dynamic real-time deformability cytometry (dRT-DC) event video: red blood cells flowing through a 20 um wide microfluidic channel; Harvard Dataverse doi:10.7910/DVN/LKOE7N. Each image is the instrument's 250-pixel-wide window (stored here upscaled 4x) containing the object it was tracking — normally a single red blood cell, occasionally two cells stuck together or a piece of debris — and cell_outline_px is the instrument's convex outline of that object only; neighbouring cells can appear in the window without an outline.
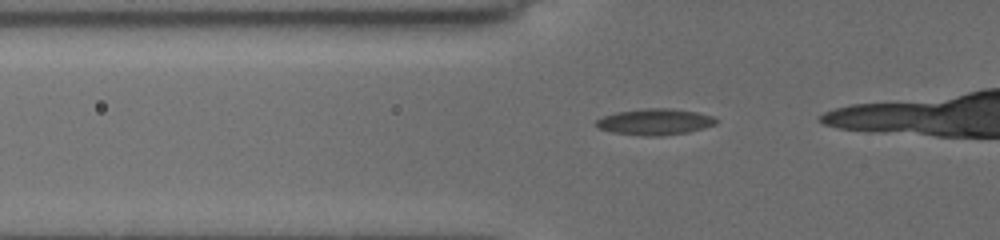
{"species": "common noctule bat (a hibernating species)", "species_latin": "Nyctalus noctula", "temperature_condition": "cold", "stored_images_in_passage": 16, "camera_frame_rate_fps": 3000, "um_per_image_px": 0.085, "animal": {"sex": "female", "body_mass_g": 19.5, "forearm_length_mm": 54.1}, "frame": {"image": 1, "passage_image": 11, "time_ms": 4.0, "image_size_px": [1000, 240], "cell_outline_px": [[716, 124], [704, 128], [688, 132], [660, 136], [644, 136], [612, 132], [600, 128], [596, 124], [596, 120], [604, 116], [616, 112], [640, 108], [672, 108], [696, 112], [712, 116], [716, 120]], "centroid_in_image_um": [55.67, 10.35], "position_along_channel_um": 70.1, "area_um2": 18.26}}
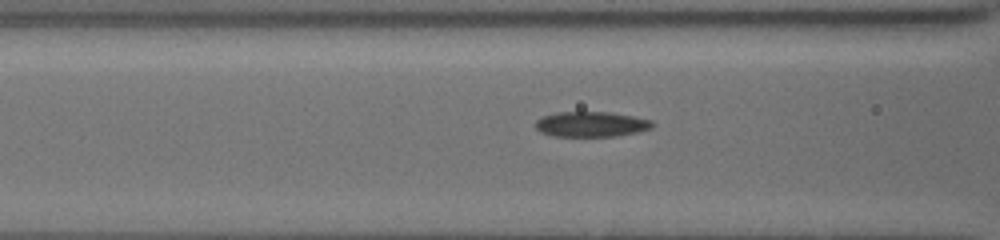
{"frame": {"image": 2, "passage_image": 14, "time_ms": 5.333, "image_size_px": [1000, 240], "cell_outline_px": [[656, 124], [652, 128], [640, 132], [616, 136], [552, 136], [540, 132], [536, 128], [536, 120], [544, 116], [556, 112], [608, 112], [632, 116], [652, 120]], "centroid_in_image_um": [50.29, 10.56], "position_along_channel_um": 116.3, "area_um2": 17.28}}